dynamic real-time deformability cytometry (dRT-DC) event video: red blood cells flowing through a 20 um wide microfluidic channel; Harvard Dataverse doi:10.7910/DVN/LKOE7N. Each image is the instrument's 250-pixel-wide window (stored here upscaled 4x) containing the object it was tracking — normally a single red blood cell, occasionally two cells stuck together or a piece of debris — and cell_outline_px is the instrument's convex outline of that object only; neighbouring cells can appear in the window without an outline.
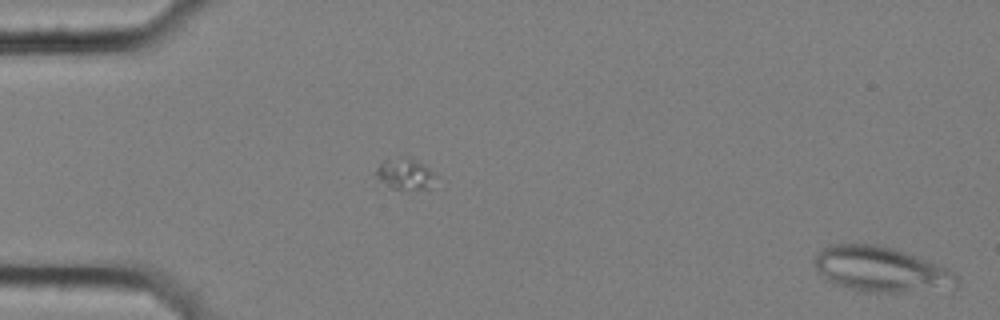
{"species": "common noctule bat (a hibernating species)", "species_latin": "Nyctalus noctula", "temperature_condition": "cold", "stored_images_in_passage": 3, "segment_of_instrument_passage": [2, 2], "camera_frame_rate_fps": 3000, "um_per_image_px": 0.085, "animal": {"sex": "female", "body_mass_g": 25.1}, "frame": {"image": 1, "passage_image": 3, "time_ms": 0.667, "image_size_px": [1000, 320], "cell_outline_px": [[960, 284], [952, 292], [868, 292], [844, 288], [832, 284], [824, 280], [812, 264], [812, 260], [824, 248], [832, 244], [876, 244], [896, 248], [948, 268], [956, 272], [960, 276]], "centroid_in_image_um": [75.0, 22.94], "position_along_channel_um": 10.0, "area_um2": 39.02}}